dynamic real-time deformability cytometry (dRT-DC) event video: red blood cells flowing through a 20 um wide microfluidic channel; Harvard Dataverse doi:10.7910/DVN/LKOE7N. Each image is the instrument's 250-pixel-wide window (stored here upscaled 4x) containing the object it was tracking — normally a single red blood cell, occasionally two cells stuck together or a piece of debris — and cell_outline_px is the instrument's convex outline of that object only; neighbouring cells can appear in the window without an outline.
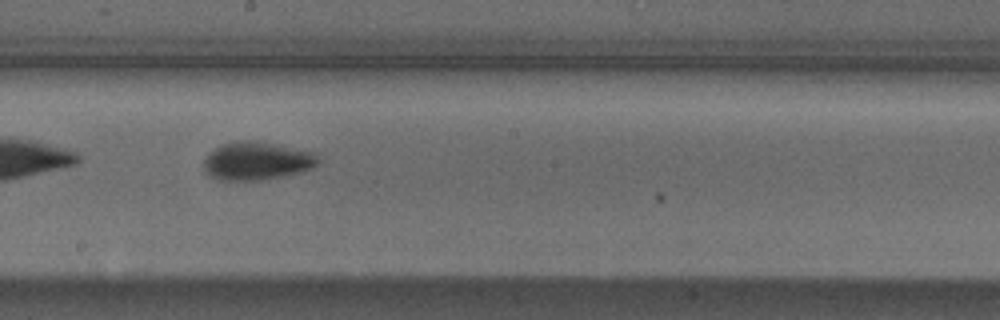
{"species": "Egyptian fruit bat (a non-hibernating species)", "species_latin": "Rousettus aegyptiacus", "temperature_condition": "cold", "stored_images_in_passage": 28, "camera_frame_rate_fps": 3000, "um_per_image_px": 0.085, "animal": {"sex": "male"}, "frame": {"image": 1, "passage_image": 13, "time_ms": 4.0, "image_size_px": [1000, 320], "cell_outline_px": [[320, 160], [316, 164], [300, 172], [260, 180], [216, 180], [204, 172], [204, 160], [208, 152], [220, 144], [240, 140], [260, 140], [312, 152]], "centroid_in_image_um": [21.74, 13.66], "position_along_channel_um": 226.5, "area_um2": 25.49}}
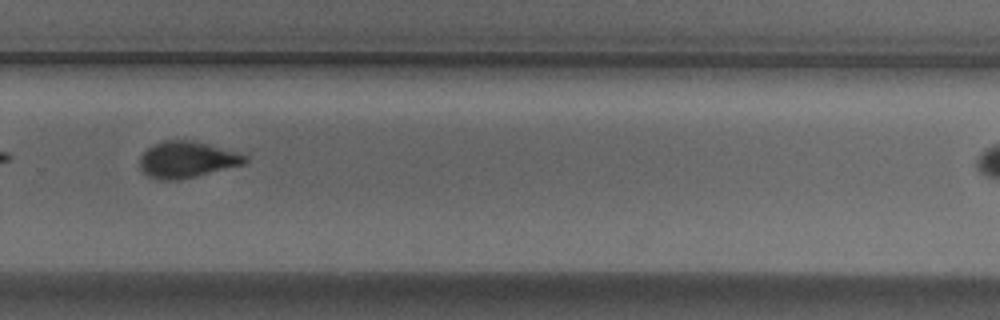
{"frame": {"image": 2, "passage_image": 20, "time_ms": 6.333, "image_size_px": [1000, 320], "cell_outline_px": [[248, 160], [244, 164], [180, 180], [160, 180], [148, 176], [140, 168], [140, 160], [144, 152], [152, 144], [164, 140], [192, 140], [208, 144], [236, 152], [248, 156]], "centroid_in_image_um": [15.88, 13.57], "position_along_channel_um": 313.9, "area_um2": 22.2}}